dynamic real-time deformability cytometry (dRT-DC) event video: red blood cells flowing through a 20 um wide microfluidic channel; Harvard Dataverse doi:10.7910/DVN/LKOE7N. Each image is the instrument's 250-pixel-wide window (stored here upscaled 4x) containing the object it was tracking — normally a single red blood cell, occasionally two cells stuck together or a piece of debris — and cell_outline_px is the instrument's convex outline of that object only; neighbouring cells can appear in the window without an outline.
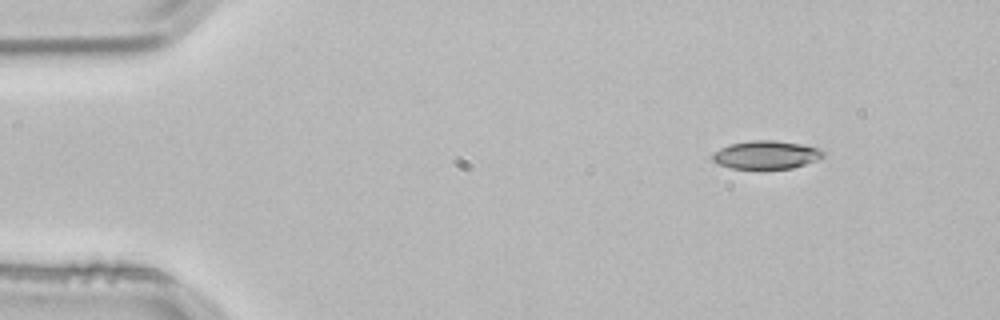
{"species": "common noctule bat (a hibernating species)", "species_latin": "Nyctalus noctula", "temperature_condition": "room temperature", "stored_images_in_passage": 4, "camera_frame_rate_fps": 3000, "um_per_image_px": 0.085, "animal": {"sex": "male", "body_mass_g": 21.5, "forearm_length_mm": 52.0}, "frame": {"image": 1, "passage_image": 2, "time_ms": 0.333, "image_size_px": [1000, 320], "cell_outline_px": [[824, 156], [816, 160], [792, 168], [732, 168], [720, 164], [712, 160], [712, 152], [728, 144], [752, 140], [776, 140], [804, 144], [820, 148], [824, 152]], "centroid_in_image_um": [65.13, 13.13], "position_along_channel_um": 19.9, "area_um2": 18.21}}
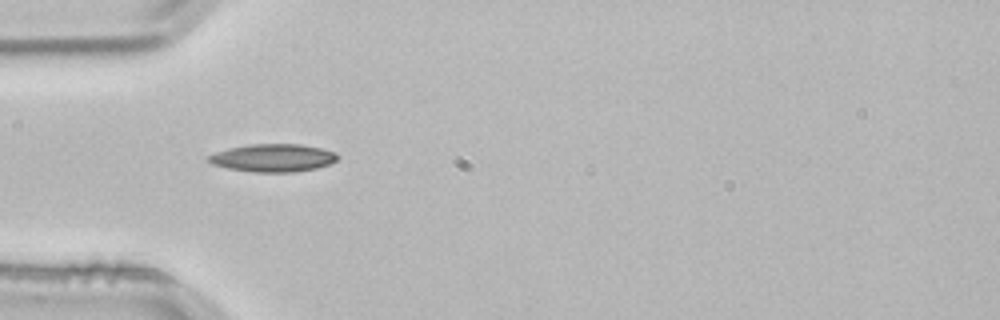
{"frame": {"image": 2, "passage_image": 4, "time_ms": 1.0, "image_size_px": [1000, 320], "cell_outline_px": [[340, 156], [336, 160], [328, 164], [316, 168], [296, 172], [252, 172], [228, 168], [212, 164], [208, 160], [208, 156], [216, 152], [228, 148], [248, 144], [304, 144], [336, 152]], "centroid_in_image_um": [23.22, 13.41], "position_along_channel_um": 61.8, "area_um2": 20.98}}